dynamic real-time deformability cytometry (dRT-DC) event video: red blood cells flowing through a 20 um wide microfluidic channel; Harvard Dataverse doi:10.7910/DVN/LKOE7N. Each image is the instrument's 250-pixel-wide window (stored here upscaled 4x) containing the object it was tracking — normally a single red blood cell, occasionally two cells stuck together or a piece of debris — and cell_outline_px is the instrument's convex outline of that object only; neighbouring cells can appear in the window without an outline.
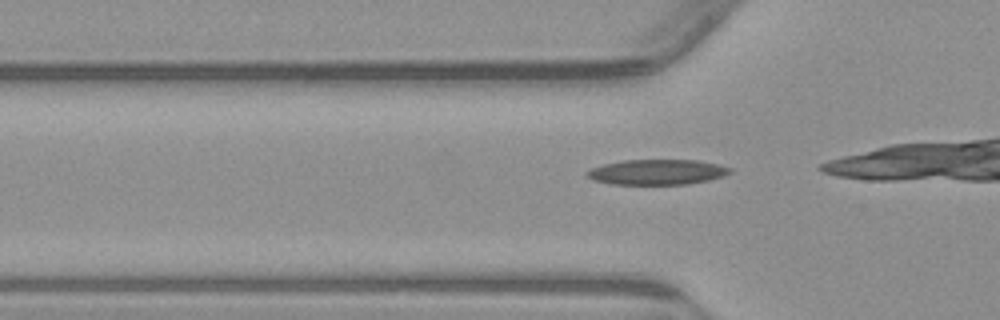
{"species": "common noctule bat (a hibernating species)", "species_latin": "Nyctalus noctula", "temperature_condition": "warm", "stored_images_in_passage": 17, "camera_frame_rate_fps": 3000, "um_per_image_px": 0.085, "animal": {"sex": "male", "body_mass_g": 23.1, "forearm_length_mm": 52.7}, "frame": {"image": 1, "passage_image": 12, "time_ms": 3.667, "image_size_px": [1000, 320], "cell_outline_px": [[732, 172], [724, 176], [708, 180], [688, 184], [612, 184], [592, 180], [584, 172], [592, 168], [604, 164], [624, 160], [696, 160], [720, 164], [732, 168]], "centroid_in_image_um": [55.88, 14.62], "position_along_channel_um": 69.9, "area_um2": 21.1}}
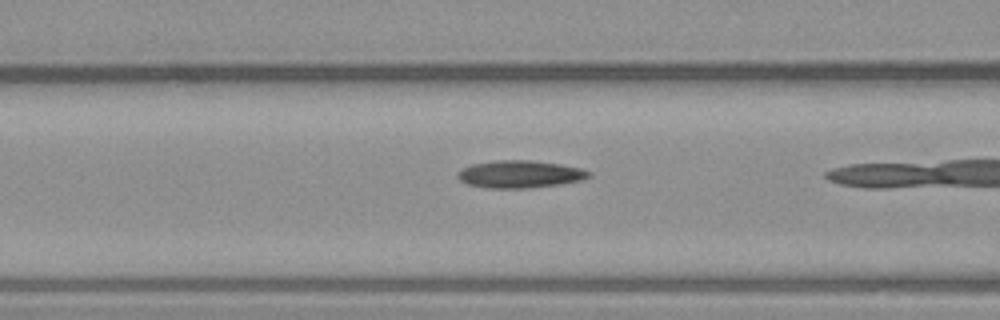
{"frame": {"image": 2, "passage_image": 16, "time_ms": 5.0, "image_size_px": [1000, 320], "cell_outline_px": [[592, 176], [580, 180], [560, 184], [528, 188], [488, 188], [468, 184], [460, 180], [456, 176], [456, 172], [472, 164], [496, 160], [532, 160], [560, 164], [580, 168], [592, 172]], "centroid_in_image_um": [44.19, 14.8], "position_along_channel_um": 122.4, "area_um2": 20.98}}